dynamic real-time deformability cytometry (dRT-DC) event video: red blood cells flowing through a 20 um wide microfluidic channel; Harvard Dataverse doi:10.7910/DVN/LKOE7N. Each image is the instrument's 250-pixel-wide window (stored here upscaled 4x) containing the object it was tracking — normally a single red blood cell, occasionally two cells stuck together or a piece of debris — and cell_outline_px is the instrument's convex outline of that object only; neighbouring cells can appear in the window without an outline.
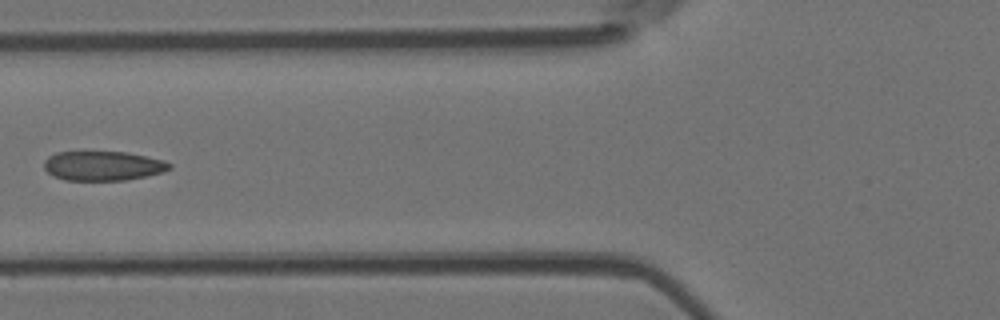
{"species": "Egyptian fruit bat (a non-hibernating species)", "species_latin": "Rousettus aegyptiacus", "temperature_condition": "room temperature", "stored_images_in_passage": 7, "camera_frame_rate_fps": 3000, "um_per_image_px": 0.085, "animal": {"sex": "female"}, "frame": {"image": 1, "passage_image": 6, "time_ms": 6.667, "image_size_px": [1000, 320], "cell_outline_px": [[172, 168], [164, 172], [148, 176], [128, 180], [64, 180], [52, 176], [44, 168], [44, 160], [48, 156], [56, 152], [128, 152], [164, 160], [172, 164]], "centroid_in_image_um": [8.77, 14.1], "position_along_channel_um": 117.0, "area_um2": 21.79}}
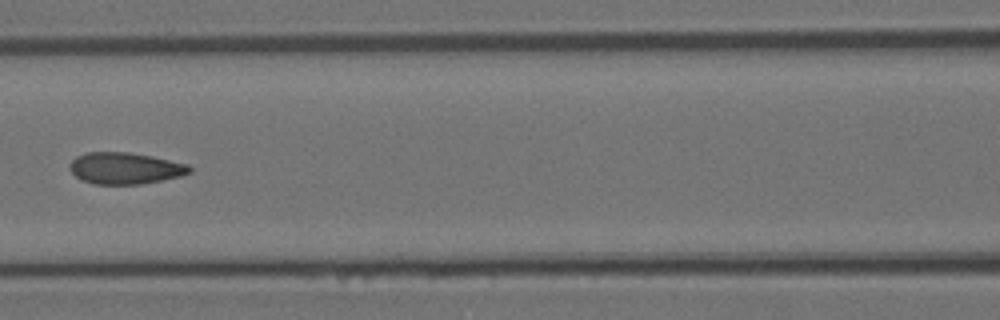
{"frame": {"image": 2, "passage_image": 7, "time_ms": 7.667, "image_size_px": [1000, 320], "cell_outline_px": [[192, 172], [180, 176], [140, 184], [92, 184], [80, 180], [68, 168], [72, 160], [76, 156], [88, 152], [128, 152], [152, 156], [188, 164], [192, 168]], "centroid_in_image_um": [10.61, 14.3], "position_along_channel_um": 156.0, "area_um2": 22.08}}